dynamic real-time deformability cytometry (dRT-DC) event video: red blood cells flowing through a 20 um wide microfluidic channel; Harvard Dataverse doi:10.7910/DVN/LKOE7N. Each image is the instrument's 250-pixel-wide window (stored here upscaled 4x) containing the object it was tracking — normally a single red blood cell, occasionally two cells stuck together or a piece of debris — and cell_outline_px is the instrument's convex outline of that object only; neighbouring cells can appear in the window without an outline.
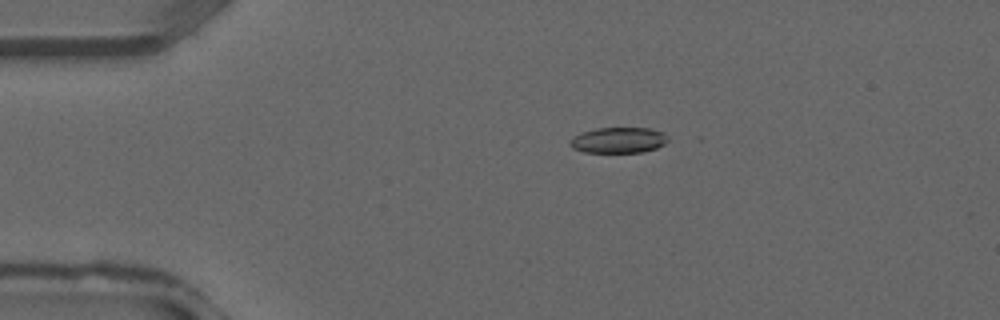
{"species": "common noctule bat (a hibernating species)", "species_latin": "Nyctalus noctula", "temperature_condition": "warm", "stored_images_in_passage": 37, "camera_frame_rate_fps": 3000, "um_per_image_px": 0.085, "animal": {"sex": "male", "forearm_length_mm": 52.5}, "frame": {"image": 1, "passage_image": 7, "time_ms": 2.0, "image_size_px": [1000, 320], "cell_outline_px": [[668, 140], [664, 144], [656, 148], [644, 152], [584, 152], [572, 148], [568, 144], [568, 140], [572, 136], [580, 132], [596, 128], [648, 128], [664, 132], [668, 136]], "centroid_in_image_um": [52.53, 11.91], "position_along_channel_um": 32.5, "area_um2": 14.91}}
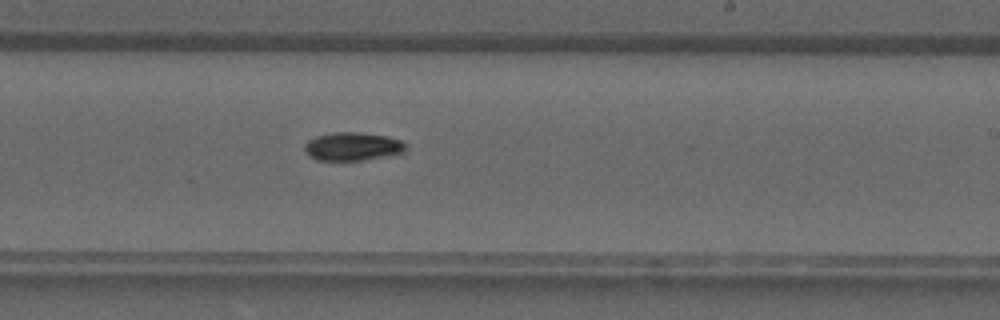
{"frame": {"image": 2, "passage_image": 22, "time_ms": 7.0, "image_size_px": [1000, 320], "cell_outline_px": [[408, 148], [404, 152], [360, 160], [316, 160], [308, 156], [304, 152], [304, 144], [308, 140], [316, 136], [332, 132], [360, 132], [384, 136], [400, 140]], "centroid_in_image_um": [29.9, 12.44], "position_along_channel_um": 259.1, "area_um2": 16.59}}
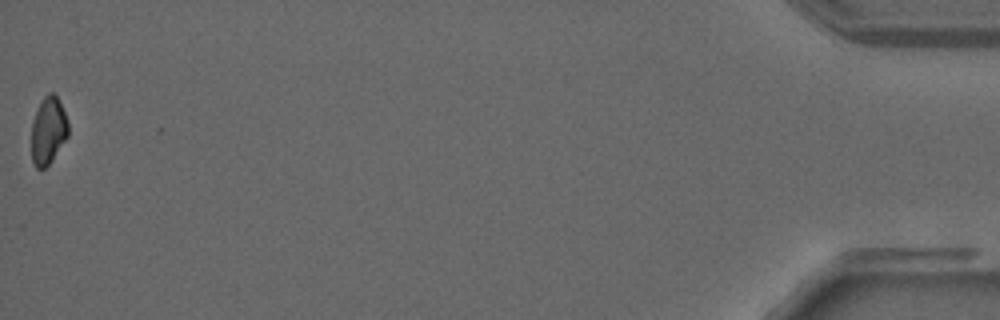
{"frame": {"image": 3, "passage_image": 37, "time_ms": 12.0, "image_size_px": [1000, 320], "cell_outline_px": [[68, 136], [52, 160], [44, 168], [36, 168], [32, 160], [32, 124], [36, 112], [44, 96], [48, 92], [52, 92], [56, 96], [64, 112], [68, 124]], "centroid_in_image_um": [4.1, 11.11], "position_along_channel_um": 431.1, "area_um2": 14.1}}